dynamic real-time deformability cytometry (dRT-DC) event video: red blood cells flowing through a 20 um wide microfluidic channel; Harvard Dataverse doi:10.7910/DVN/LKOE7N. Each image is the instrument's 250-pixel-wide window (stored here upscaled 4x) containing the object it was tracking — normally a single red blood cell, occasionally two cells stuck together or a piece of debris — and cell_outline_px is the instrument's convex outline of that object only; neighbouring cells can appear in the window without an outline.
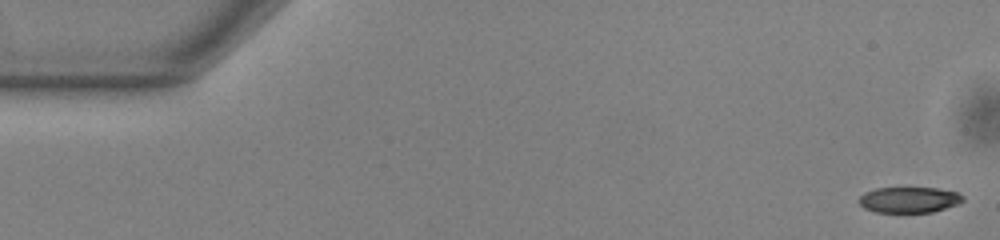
{"species": "common noctule bat (a hibernating species)", "species_latin": "Nyctalus noctula", "temperature_condition": "warm", "stored_images_in_passage": 53, "camera_frame_rate_fps": 3000, "um_per_image_px": 0.085, "animal": {"sex": "male", "body_mass_g": 13.0, "forearm_length_mm": 53.1}, "frame": {"image": 1, "passage_image": 1, "time_ms": 0.0, "image_size_px": [1000, 240], "cell_outline_px": [[964, 200], [956, 204], [932, 212], [876, 212], [864, 208], [856, 200], [864, 192], [876, 188], [936, 188], [960, 192], [964, 196]], "centroid_in_image_um": [77.25, 16.97], "position_along_channel_um": 7.7, "area_um2": 15.66}}
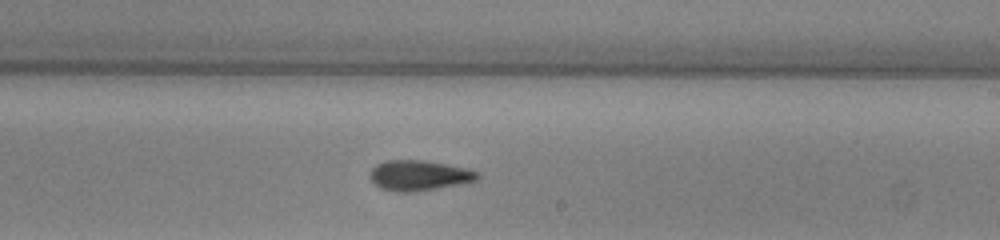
{"frame": {"image": 2, "passage_image": 31, "time_ms": 10.0, "image_size_px": [1000, 240], "cell_outline_px": [[480, 176], [476, 180], [464, 184], [416, 192], [396, 192], [380, 188], [368, 176], [368, 172], [376, 164], [384, 160], [424, 160], [464, 168], [476, 172]], "centroid_in_image_um": [35.57, 14.92], "position_along_channel_um": 253.4, "area_um2": 19.13}}
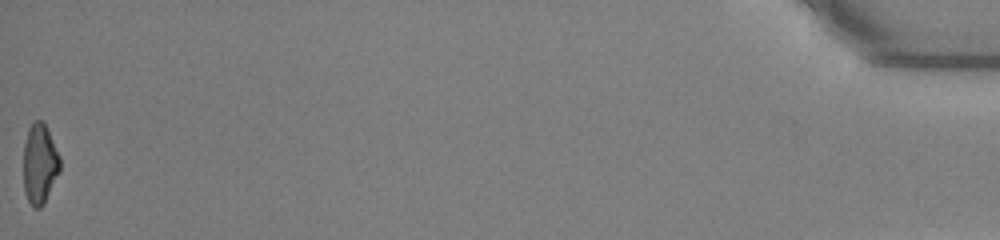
{"frame": {"image": 3, "passage_image": 53, "time_ms": 17.333, "image_size_px": [1000, 240], "cell_outline_px": [[60, 172], [44, 204], [40, 208], [32, 208], [24, 192], [24, 144], [28, 128], [36, 120], [44, 120], [60, 156]], "centroid_in_image_um": [3.39, 13.93], "position_along_channel_um": 431.8, "area_um2": 17.28}, "authors_computed_cell_mechanics": {"area_um2": 17.9758, "velocity_mm_per_s": 3.8842, "shape_relaxation_time_tau1_ms": 4.1339, "shape_relaxation_time_tau2_ms": 7.0154, "deformation_change_tau1": 0.147, "deformation_change_tau2": 0.1842}}